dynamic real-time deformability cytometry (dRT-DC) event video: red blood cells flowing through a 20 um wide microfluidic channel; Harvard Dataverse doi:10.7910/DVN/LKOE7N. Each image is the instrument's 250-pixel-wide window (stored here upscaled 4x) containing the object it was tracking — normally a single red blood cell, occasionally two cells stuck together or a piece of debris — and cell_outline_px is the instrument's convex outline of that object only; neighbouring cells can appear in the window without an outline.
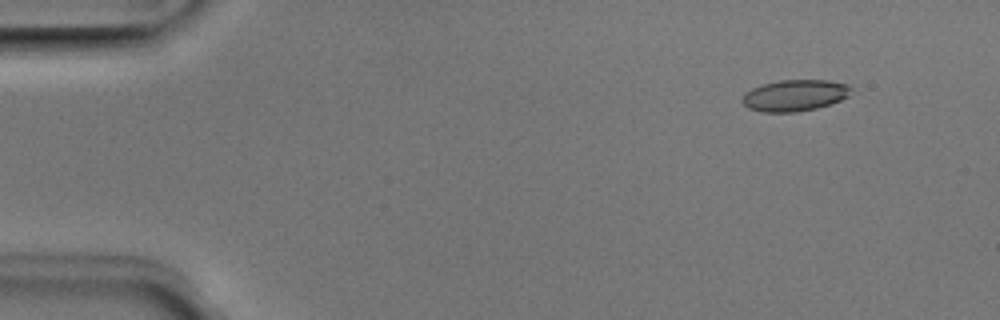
{"species": "Egyptian fruit bat (a non-hibernating species)", "species_latin": "Rousettus aegyptiacus", "temperature_condition": "room temperature", "stored_images_in_passage": 47, "camera_frame_rate_fps": 3000, "um_per_image_px": 0.085, "animal": {"sex": "male"}, "frame": {"image": 1, "passage_image": 1, "time_ms": 0.0, "image_size_px": [1000, 320], "cell_outline_px": [[852, 88], [848, 96], [840, 100], [816, 108], [796, 112], [764, 112], [748, 108], [740, 100], [744, 92], [752, 88], [764, 84], [780, 80], [828, 80], [848, 84]], "centroid_in_image_um": [67.53, 8.1], "position_along_channel_um": 17.5, "area_um2": 19.88}}
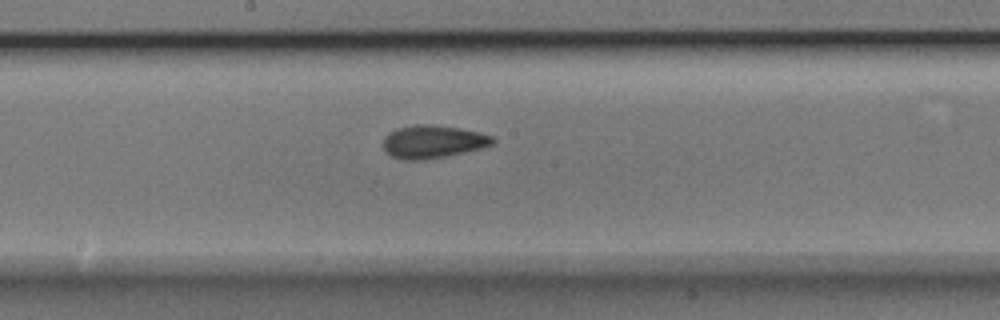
{"frame": {"image": 2, "passage_image": 23, "time_ms": 7.333, "image_size_px": [1000, 320], "cell_outline_px": [[496, 140], [492, 144], [484, 148], [424, 160], [404, 160], [392, 156], [384, 152], [384, 136], [388, 132], [396, 128], [416, 124], [432, 124], [460, 128], [480, 132], [492, 136]], "centroid_in_image_um": [36.78, 12.03], "position_along_channel_um": 211.4, "area_um2": 21.21}}
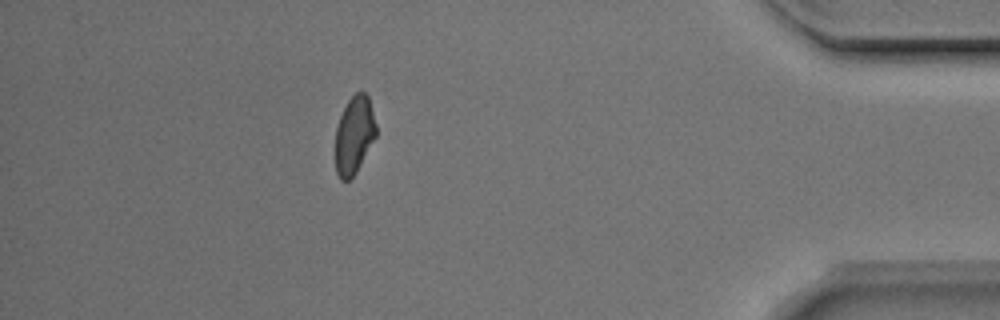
{"frame": {"image": 3, "passage_image": 41, "time_ms": 13.333, "image_size_px": [1000, 320], "cell_outline_px": [[376, 136], [356, 172], [348, 180], [340, 180], [336, 172], [336, 128], [340, 116], [348, 100], [356, 92], [364, 92], [368, 96], [376, 124]], "centroid_in_image_um": [30.11, 11.47], "position_along_channel_um": 405.1, "area_um2": 18.21}, "authors_computed_cell_mechanics": {"area_um2": 20.1144, "velocity_mm_per_s": 3.9972, "shape_relaxation_time_tau1_ms": 3.5194, "shape_relaxation_time_tau2_ms": 2.464, "deformation_change_tau1": 0.1043, "deformation_change_tau2": 0.0835}}